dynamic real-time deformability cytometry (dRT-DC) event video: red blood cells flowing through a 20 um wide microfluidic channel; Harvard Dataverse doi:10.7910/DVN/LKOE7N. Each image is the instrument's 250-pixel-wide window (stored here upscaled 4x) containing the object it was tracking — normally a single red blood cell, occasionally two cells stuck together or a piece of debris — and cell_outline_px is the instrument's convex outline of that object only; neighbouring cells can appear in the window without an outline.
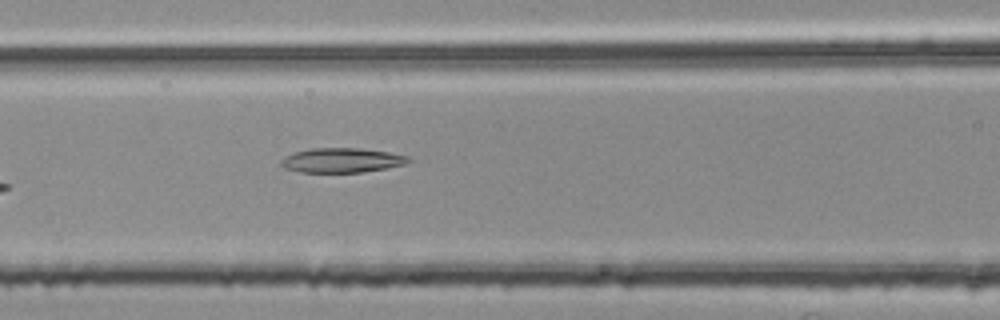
{"species": "common noctule bat (a hibernating species)", "species_latin": "Nyctalus noctula", "temperature_condition": "room temperature", "stored_images_in_passage": 6, "camera_frame_rate_fps": 3000, "um_per_image_px": 0.085, "animal": {"sex": "female", "body_mass_g": 25.1}, "frame": {"image": 1, "passage_image": 6, "time_ms": 1.667, "image_size_px": [1000, 320], "cell_outline_px": [[412, 160], [408, 164], [388, 168], [360, 172], [300, 172], [284, 168], [280, 164], [280, 160], [284, 156], [296, 152], [312, 148], [360, 148], [388, 152], [408, 156]], "centroid_in_image_um": [29.07, 13.62], "position_along_channel_um": 137.5, "area_um2": 18.32}}